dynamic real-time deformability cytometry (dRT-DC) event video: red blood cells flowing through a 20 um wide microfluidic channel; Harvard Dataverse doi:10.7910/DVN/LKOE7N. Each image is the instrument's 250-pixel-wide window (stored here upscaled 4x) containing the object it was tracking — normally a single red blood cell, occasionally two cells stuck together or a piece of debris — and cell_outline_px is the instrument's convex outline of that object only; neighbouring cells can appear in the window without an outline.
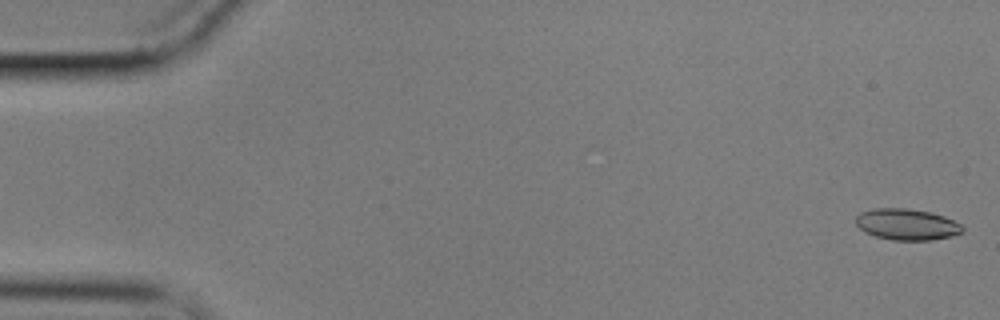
{"species": "common noctule bat (a hibernating species)", "species_latin": "Nyctalus noctula", "temperature_condition": "cold", "stored_images_in_passage": 58, "camera_frame_rate_fps": 3000, "um_per_image_px": 0.085, "animal": {"sex": "male", "body_mass_g": 17.9}, "frame": {"image": 1, "passage_image": 2, "time_ms": 0.333, "image_size_px": [1000, 320], "cell_outline_px": [[964, 232], [952, 236], [932, 240], [892, 240], [876, 236], [864, 232], [856, 224], [856, 216], [860, 212], [872, 208], [908, 208], [932, 212], [944, 216], [960, 224], [964, 228]], "centroid_in_image_um": [77.08, 19.07], "position_along_channel_um": 7.9, "area_um2": 19.59}}
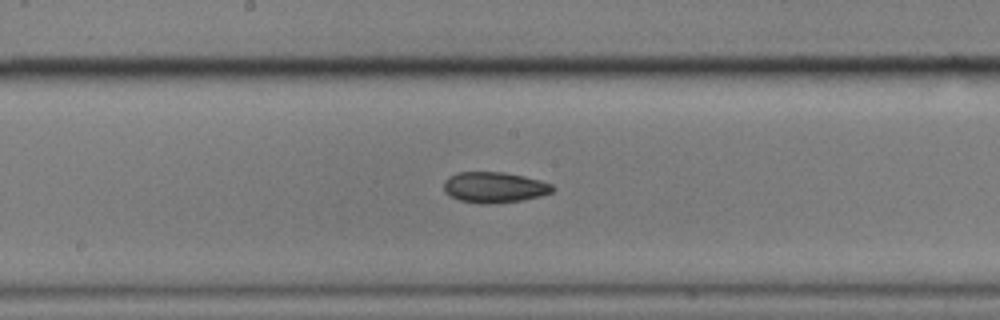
{"frame": {"image": 2, "passage_image": 31, "time_ms": 10.0, "image_size_px": [1000, 320], "cell_outline_px": [[556, 188], [552, 192], [540, 196], [520, 200], [492, 204], [480, 204], [460, 200], [448, 196], [444, 192], [444, 180], [448, 176], [460, 172], [504, 172], [524, 176], [540, 180], [552, 184]], "centroid_in_image_um": [42.0, 15.92], "position_along_channel_um": 206.2, "area_um2": 19.65}}
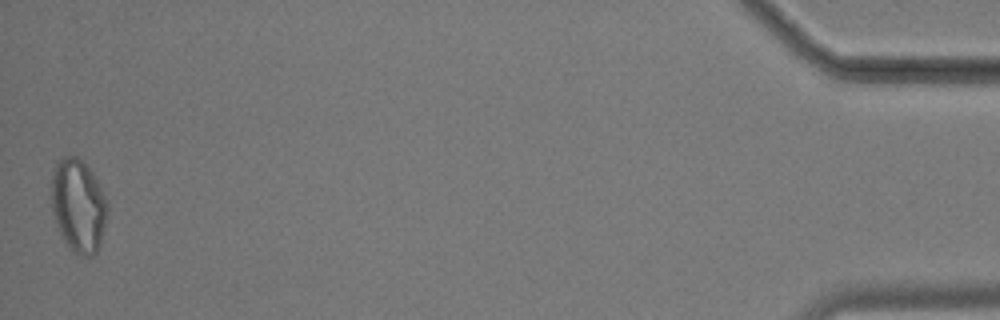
{"frame": {"image": 3, "passage_image": 58, "time_ms": 19.0, "image_size_px": [1000, 320], "cell_outline_px": [[108, 212], [100, 244], [96, 252], [92, 256], [80, 256], [68, 244], [60, 232], [56, 224], [52, 212], [52, 172], [56, 160], [64, 156], [76, 156], [92, 172], [108, 200]], "centroid_in_image_um": [6.67, 17.45], "position_along_channel_um": 428.5, "area_um2": 30.29}, "authors_computed_cell_mechanics": {"area_um2": 19.8832, "velocity_mm_per_s": 3.4718, "shape_relaxation_time_tau1_ms": null, "shape_relaxation_time_tau2_ms": 8.449, "deformation_change_tau1": null, "deformation_change_tau2": 0.1523}}